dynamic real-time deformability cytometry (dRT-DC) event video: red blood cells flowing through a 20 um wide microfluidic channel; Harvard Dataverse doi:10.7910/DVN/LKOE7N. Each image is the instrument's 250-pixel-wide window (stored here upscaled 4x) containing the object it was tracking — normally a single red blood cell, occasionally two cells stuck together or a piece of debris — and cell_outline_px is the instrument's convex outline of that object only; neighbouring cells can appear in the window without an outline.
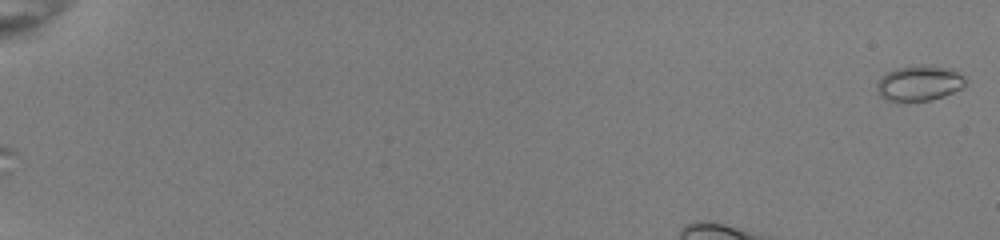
{"species": "common noctule bat (a hibernating species)", "species_latin": "Nyctalus noctula", "temperature_condition": "room temperature", "stored_images_in_passage": 14, "camera_frame_rate_fps": 3000, "um_per_image_px": 0.085, "animal": {"sex": "female", "body_mass_g": 22.0, "forearm_length_mm": 56.7}, "frame": {"image": 1, "passage_image": 1, "time_ms": 0.0, "image_size_px": [1000, 240], "cell_outline_px": [[968, 80], [964, 88], [944, 96], [932, 100], [884, 100], [876, 92], [876, 84], [888, 72], [896, 68], [920, 64], [952, 68], [964, 76]], "centroid_in_image_um": [78.19, 7.06], "position_along_channel_um": 6.8, "area_um2": 18.44}}